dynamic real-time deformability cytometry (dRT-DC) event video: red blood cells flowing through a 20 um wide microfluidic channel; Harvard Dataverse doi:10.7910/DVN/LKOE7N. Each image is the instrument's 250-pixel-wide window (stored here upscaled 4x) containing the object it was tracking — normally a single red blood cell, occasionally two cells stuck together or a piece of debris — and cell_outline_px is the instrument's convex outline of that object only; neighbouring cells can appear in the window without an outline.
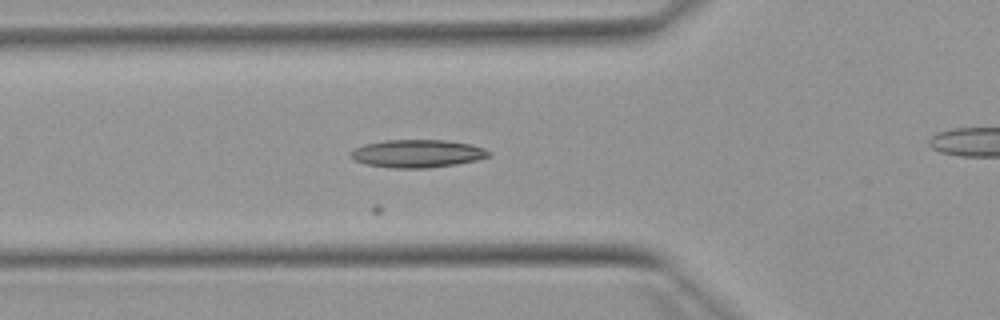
{"species": "Egyptian fruit bat (a non-hibernating species)", "species_latin": "Rousettus aegyptiacus", "temperature_condition": "warm", "stored_images_in_passage": 13, "camera_frame_rate_fps": 3000, "um_per_image_px": 0.085, "animal": {"sex": "female"}, "frame": {"image": 1, "passage_image": 5, "time_ms": 1.333, "image_size_px": [1000, 320], "cell_outline_px": [[492, 156], [476, 160], [456, 164], [428, 168], [392, 168], [364, 164], [356, 160], [352, 156], [352, 148], [364, 144], [384, 140], [444, 140], [472, 144], [484, 148], [492, 152]], "centroid_in_image_um": [35.51, 13.05], "position_along_channel_um": 90.3, "area_um2": 22.54}}
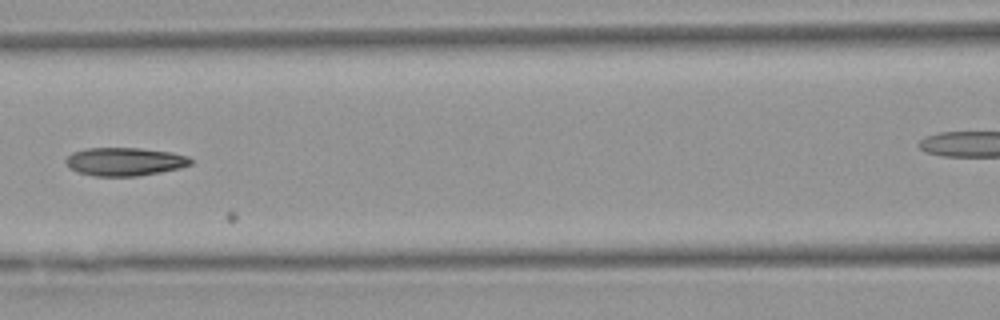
{"frame": {"image": 2, "passage_image": 10, "time_ms": 3.0, "image_size_px": [1000, 320], "cell_outline_px": [[192, 164], [180, 168], [160, 172], [136, 176], [96, 176], [76, 172], [68, 168], [64, 160], [72, 152], [88, 148], [140, 148], [172, 152], [188, 156], [192, 160]], "centroid_in_image_um": [10.58, 13.74], "position_along_channel_um": 156.0, "area_um2": 20.69}}